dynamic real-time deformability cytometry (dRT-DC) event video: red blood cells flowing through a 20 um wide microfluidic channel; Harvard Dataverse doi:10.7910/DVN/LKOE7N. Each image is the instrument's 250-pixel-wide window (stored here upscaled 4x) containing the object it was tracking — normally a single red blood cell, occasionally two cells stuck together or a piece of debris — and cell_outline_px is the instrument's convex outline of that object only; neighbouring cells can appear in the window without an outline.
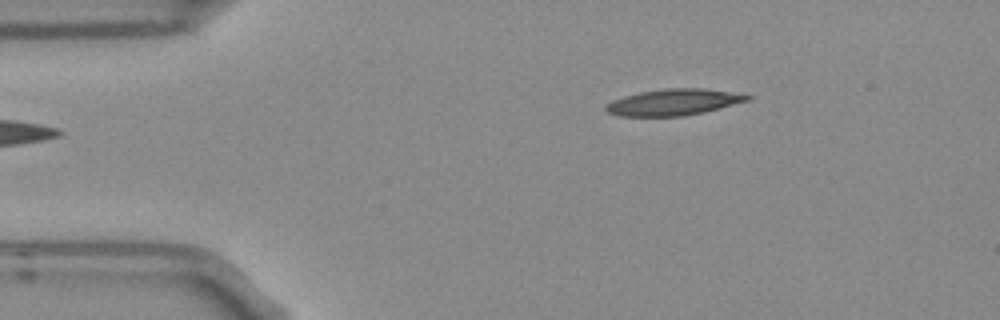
{"species": "Egyptian fruit bat (a non-hibernating species)", "species_latin": "Rousettus aegyptiacus", "temperature_condition": "room temperature", "stored_images_in_passage": 5, "camera_frame_rate_fps": 3000, "um_per_image_px": 0.085, "frame": {"image": 1, "passage_image": 1, "time_ms": 0.0, "image_size_px": [1000, 320], "cell_outline_px": [[752, 100], [704, 112], [684, 116], [620, 116], [608, 112], [604, 108], [604, 104], [612, 100], [624, 96], [640, 92], [668, 88], [704, 88], [752, 96]], "centroid_in_image_um": [57.24, 8.69], "position_along_channel_um": 27.8, "area_um2": 21.68}}
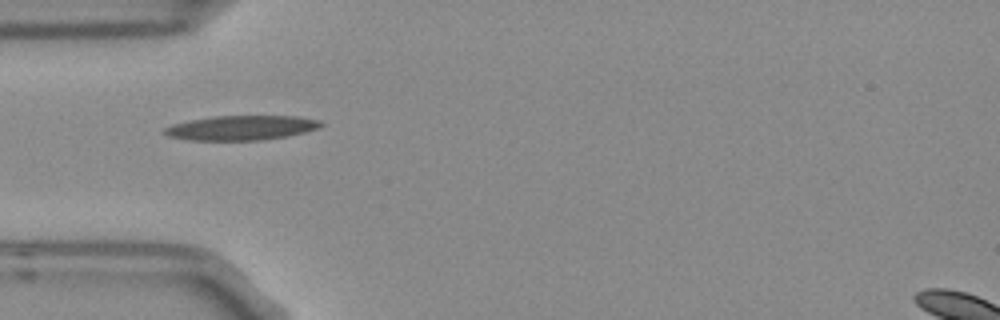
{"frame": {"image": 2, "passage_image": 3, "time_ms": 0.667, "image_size_px": [1000, 320], "cell_outline_px": [[324, 124], [316, 128], [304, 132], [284, 136], [260, 140], [188, 140], [168, 136], [164, 132], [164, 128], [172, 124], [188, 120], [216, 116], [296, 116], [316, 120]], "centroid_in_image_um": [20.44, 10.86], "position_along_channel_um": 64.6, "area_um2": 22.08}}
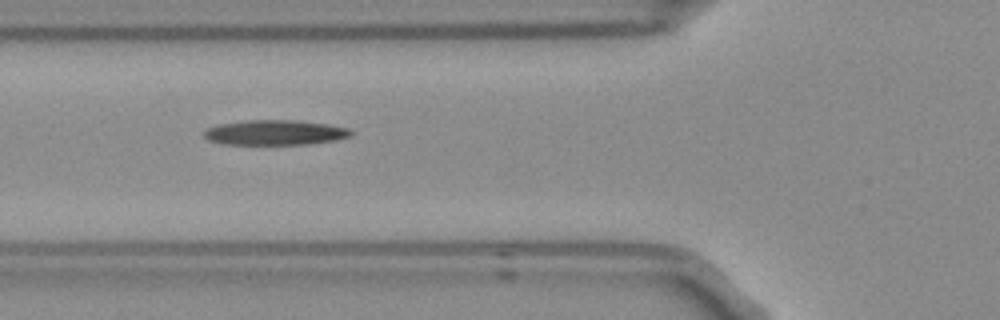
{"frame": {"image": 3, "passage_image": 4, "time_ms": 1.0, "image_size_px": [1000, 320], "cell_outline_px": [[352, 132], [348, 136], [336, 140], [308, 144], [224, 144], [208, 140], [204, 136], [204, 132], [208, 128], [216, 124], [248, 120], [296, 120], [328, 124], [348, 128]], "centroid_in_image_um": [23.35, 11.26], "position_along_channel_um": 102.5, "area_um2": 21.33}}